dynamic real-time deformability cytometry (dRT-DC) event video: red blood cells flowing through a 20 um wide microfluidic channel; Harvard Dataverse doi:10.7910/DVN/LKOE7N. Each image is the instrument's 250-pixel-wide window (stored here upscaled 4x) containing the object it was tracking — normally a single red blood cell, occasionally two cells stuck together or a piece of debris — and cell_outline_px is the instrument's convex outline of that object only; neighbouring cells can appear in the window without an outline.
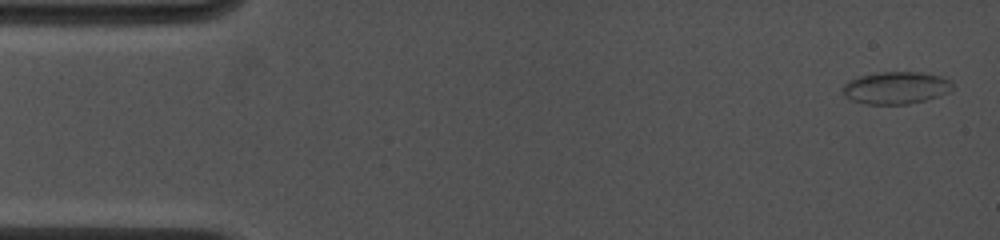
{"species": "common noctule bat (a hibernating species)", "species_latin": "Nyctalus noctula", "temperature_condition": "cold", "stored_images_in_passage": 29, "camera_frame_rate_fps": 4500, "um_per_image_px": 0.085, "animal": {"sex": "female", "body_mass_g": 19.0, "forearm_length_mm": 53.3}, "frame": {"image": 1, "passage_image": 1, "time_ms": 0.0, "image_size_px": [1000, 240], "cell_outline_px": [[952, 88], [948, 92], [924, 100], [908, 104], [868, 104], [852, 100], [844, 96], [840, 88], [848, 80], [860, 76], [880, 72], [920, 72], [940, 76], [952, 80]], "centroid_in_image_um": [76.11, 7.46], "position_along_channel_um": 8.9, "area_um2": 20.63}}
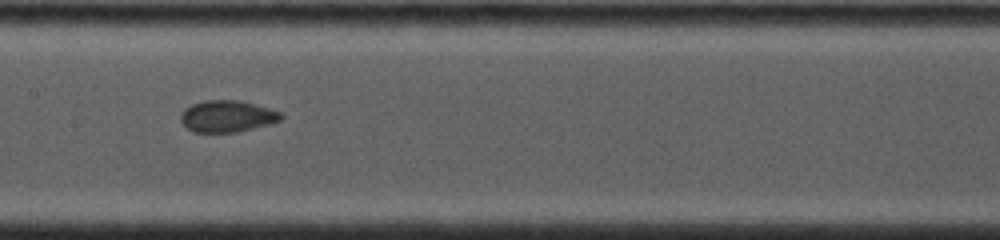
{"frame": {"image": 2, "passage_image": 16, "time_ms": 7.556, "image_size_px": [1000, 240], "cell_outline_px": [[284, 116], [280, 120], [268, 124], [236, 132], [192, 132], [180, 120], [180, 116], [184, 108], [192, 104], [204, 100], [240, 100], [268, 108], [280, 112]], "centroid_in_image_um": [19.28, 9.87], "position_along_channel_um": 188.1, "area_um2": 18.38}}
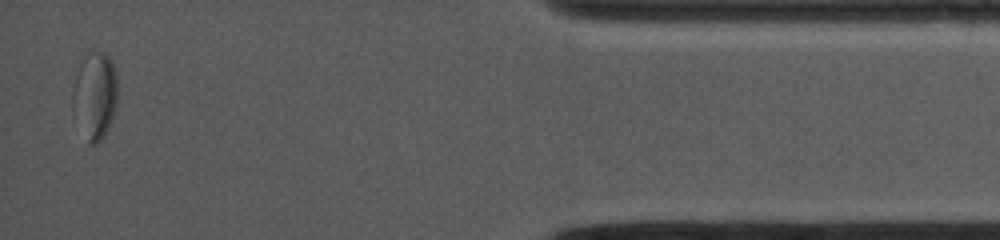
{"frame": {"image": 3, "passage_image": 29, "time_ms": 14.889, "image_size_px": [1000, 240], "cell_outline_px": [[116, 104], [112, 116], [104, 136], [96, 144], [88, 144], [80, 68], [80, 64], [84, 56], [92, 52], [104, 52], [112, 60], [116, 76]], "centroid_in_image_um": [8.33, 7.96], "position_along_channel_um": 426.9, "area_um2": 18.44}, "authors_computed_cell_mechanics": {"area_um2": 18.4382, "velocity_mm_per_s": 3.9765, "shape_relaxation_time_tau1_ms": 9.8892, "shape_relaxation_time_tau2_ms": null, "deformation_change_tau1": 0.1445, "deformation_change_tau2": null}}